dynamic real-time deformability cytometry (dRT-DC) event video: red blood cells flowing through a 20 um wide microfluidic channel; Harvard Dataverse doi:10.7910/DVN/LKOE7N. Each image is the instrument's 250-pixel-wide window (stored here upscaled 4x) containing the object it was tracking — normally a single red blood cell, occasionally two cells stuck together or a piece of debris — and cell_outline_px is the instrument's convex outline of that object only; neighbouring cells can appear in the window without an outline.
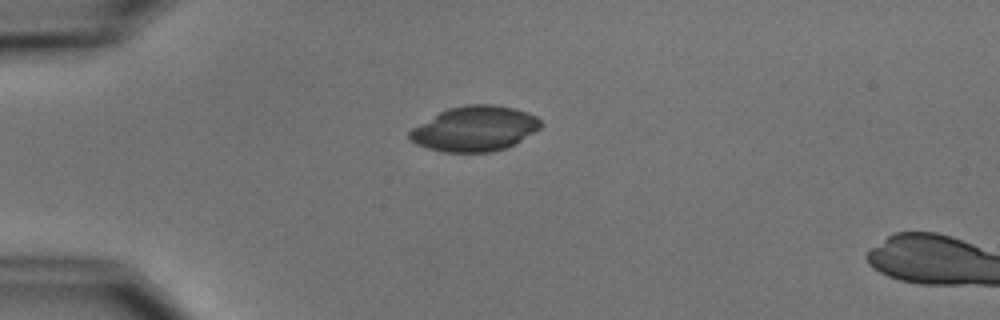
{"species": "common noctule bat (a hibernating species)", "species_latin": "Nyctalus noctula", "temperature_condition": "cold", "stored_images_in_passage": 2, "camera_frame_rate_fps": 3000, "um_per_image_px": 0.085, "animal": {"sex": "male", "body_mass_g": 15.6}, "frame": {"image": 1, "passage_image": 1, "time_ms": 0.0, "image_size_px": [1000, 320], "cell_outline_px": [[540, 128], [516, 144], [508, 148], [492, 152], [444, 152], [428, 148], [416, 144], [408, 140], [408, 132], [412, 128], [440, 112], [448, 108], [468, 104], [492, 104], [516, 108], [528, 112], [536, 116], [540, 120]], "centroid_in_image_um": [40.36, 10.94], "position_along_channel_um": 44.6, "area_um2": 34.62}}